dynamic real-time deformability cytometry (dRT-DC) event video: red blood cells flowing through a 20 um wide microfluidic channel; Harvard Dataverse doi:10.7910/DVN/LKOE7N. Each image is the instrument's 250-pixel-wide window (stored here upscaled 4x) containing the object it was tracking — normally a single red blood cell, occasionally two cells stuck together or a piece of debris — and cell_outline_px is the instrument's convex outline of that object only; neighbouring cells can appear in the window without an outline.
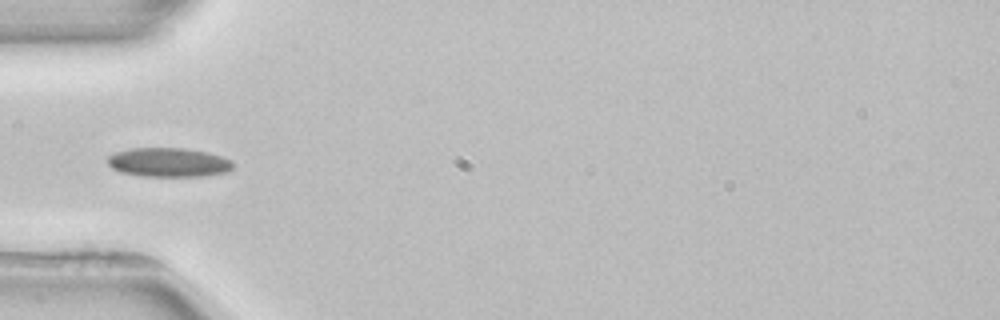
{"species": "common noctule bat (a hibernating species)", "species_latin": "Nyctalus noctula", "temperature_condition": "room temperature", "stored_images_in_passage": 4, "camera_frame_rate_fps": 3000, "um_per_image_px": 0.085, "animal": {"sex": "female", "body_mass_g": 22.7, "forearm_length_mm": 54.2}, "frame": {"image": 1, "passage_image": 4, "time_ms": 4.0, "image_size_px": [1000, 320], "cell_outline_px": [[232, 168], [228, 172], [204, 176], [140, 176], [120, 172], [112, 168], [108, 164], [108, 156], [116, 152], [128, 148], [184, 148], [208, 152], [232, 160]], "centroid_in_image_um": [14.32, 13.8], "position_along_channel_um": 70.7, "area_um2": 21.39}}